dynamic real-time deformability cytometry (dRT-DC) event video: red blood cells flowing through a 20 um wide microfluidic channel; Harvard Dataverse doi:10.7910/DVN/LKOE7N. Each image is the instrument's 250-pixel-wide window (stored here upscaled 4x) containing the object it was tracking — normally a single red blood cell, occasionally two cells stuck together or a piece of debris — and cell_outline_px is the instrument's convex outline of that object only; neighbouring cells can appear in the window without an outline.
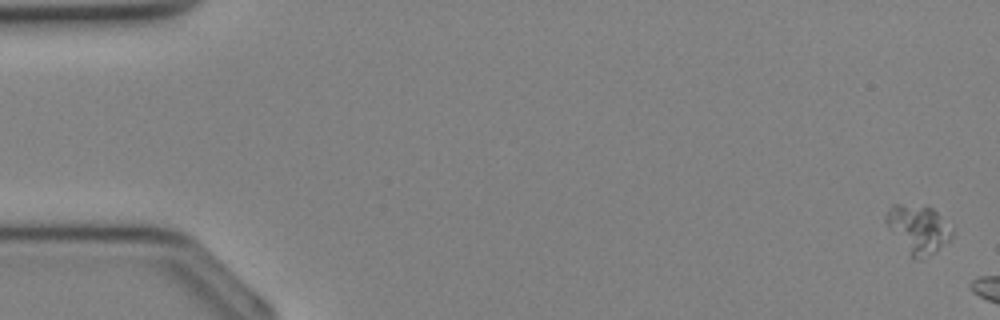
{"species": "Egyptian fruit bat (a non-hibernating species)", "species_latin": "Rousettus aegyptiacus", "temperature_condition": "cold", "stored_images_in_passage": 5, "camera_frame_rate_fps": 3000, "um_per_image_px": 0.085, "animal": {"sex": "female"}, "frame": {"image": 1, "passage_image": 1, "time_ms": 0.0, "image_size_px": [1000, 320], "cell_outline_px": [[952, 236], [936, 252], [920, 260], [916, 260], [912, 256], [888, 228], [884, 220], [884, 216], [892, 204], [900, 204], [932, 208], [940, 216], [952, 232]], "centroid_in_image_um": [78.0, 19.48], "position_along_channel_um": 7.0, "area_um2": 17.98}}